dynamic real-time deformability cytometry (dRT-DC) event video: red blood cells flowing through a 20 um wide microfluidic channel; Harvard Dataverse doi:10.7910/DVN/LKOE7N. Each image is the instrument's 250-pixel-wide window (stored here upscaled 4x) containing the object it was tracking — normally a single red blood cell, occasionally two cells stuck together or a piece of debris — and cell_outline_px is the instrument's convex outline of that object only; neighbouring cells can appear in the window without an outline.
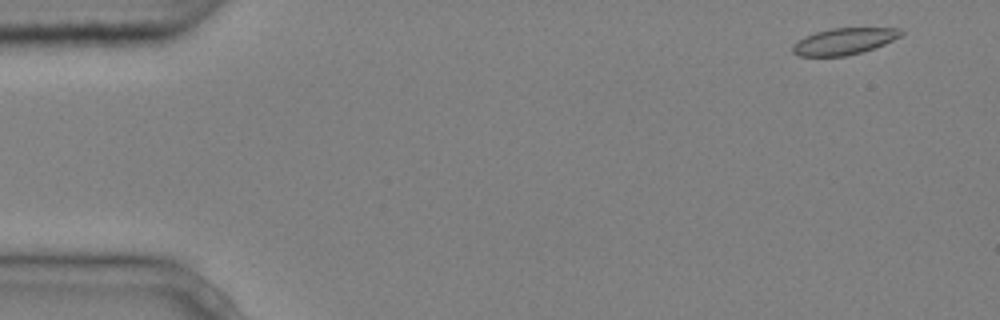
{"species": "common noctule bat (a hibernating species)", "species_latin": "Nyctalus noctula", "temperature_condition": "cold", "stored_images_in_passage": 3, "camera_frame_rate_fps": 3000, "um_per_image_px": 0.085, "animal": {"sex": "male", "body_mass_g": 20.4}, "frame": {"image": 1, "passage_image": 1, "time_ms": 0.0, "image_size_px": [1000, 320], "cell_outline_px": [[904, 32], [900, 36], [884, 44], [860, 52], [844, 56], [796, 56], [792, 52], [792, 44], [796, 40], [804, 36], [816, 32], [832, 28], [900, 28]], "centroid_in_image_um": [71.68, 3.51], "position_along_channel_um": 13.3, "area_um2": 16.7}}